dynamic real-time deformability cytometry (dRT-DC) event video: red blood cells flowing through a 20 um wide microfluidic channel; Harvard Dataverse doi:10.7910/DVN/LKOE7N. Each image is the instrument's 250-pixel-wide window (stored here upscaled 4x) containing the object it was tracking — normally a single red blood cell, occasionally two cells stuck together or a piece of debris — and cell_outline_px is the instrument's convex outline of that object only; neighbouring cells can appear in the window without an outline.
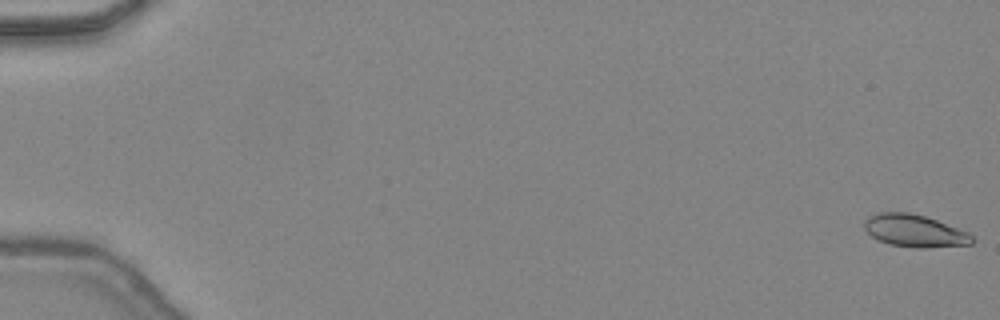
{"species": "common noctule bat (a hibernating species)", "species_latin": "Nyctalus noctula", "temperature_condition": "warm", "stored_images_in_passage": 48, "camera_frame_rate_fps": 3000, "um_per_image_px": 0.085, "animal": {"sex": "female", "body_mass_g": 24.6, "forearm_length_mm": 56.2}, "frame": {"image": 1, "passage_image": 1, "time_ms": 0.0, "image_size_px": [1000, 320], "cell_outline_px": [[976, 240], [972, 244], [924, 248], [912, 248], [888, 244], [872, 236], [864, 228], [864, 220], [868, 216], [876, 212], [908, 212], [924, 216], [936, 220], [968, 232]], "centroid_in_image_um": [77.73, 19.62], "position_along_channel_um": 7.3, "area_um2": 20.4}}
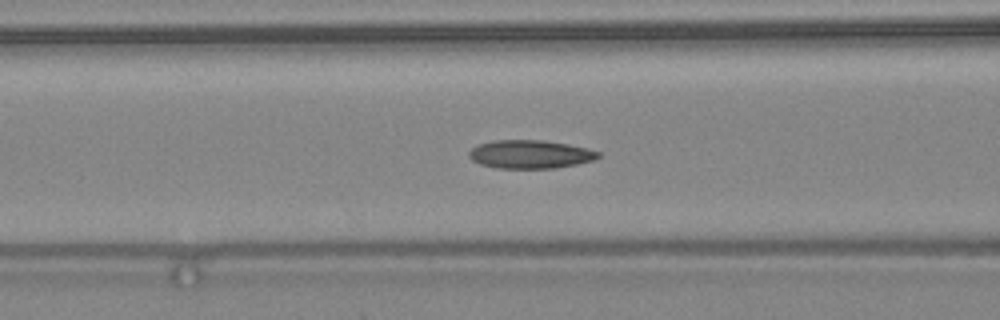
{"frame": {"image": 2, "passage_image": 21, "time_ms": 6.667, "image_size_px": [1000, 320], "cell_outline_px": [[600, 156], [592, 160], [576, 164], [556, 168], [496, 168], [480, 164], [472, 160], [468, 156], [468, 152], [476, 144], [492, 140], [544, 140], [568, 144], [588, 148], [600, 152]], "centroid_in_image_um": [45.03, 13.1], "position_along_channel_um": 121.6, "area_um2": 21.5}}
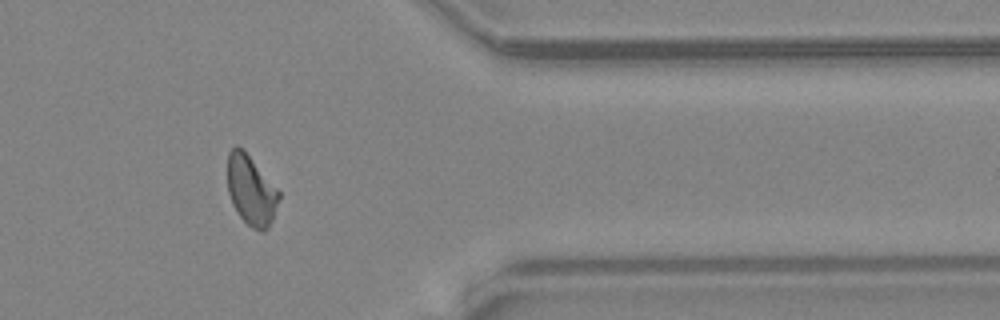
{"frame": {"image": 3, "passage_image": 40, "time_ms": 13.0, "image_size_px": [1000, 320], "cell_outline_px": [[280, 200], [272, 220], [268, 228], [264, 232], [260, 232], [252, 228], [240, 216], [232, 204], [228, 192], [228, 152], [236, 144], [244, 148], [280, 192]], "centroid_in_image_um": [21.35, 16.16], "position_along_channel_um": 390.1, "area_um2": 21.15}, "authors_computed_cell_mechanics": {"area_um2": 20.808, "velocity_mm_per_s": 4.4681, "shape_relaxation_time_tau1_ms": 8.0493, "shape_relaxation_time_tau2_ms": 2.174, "deformation_change_tau1": 0.219, "deformation_change_tau2": 0.0779}}